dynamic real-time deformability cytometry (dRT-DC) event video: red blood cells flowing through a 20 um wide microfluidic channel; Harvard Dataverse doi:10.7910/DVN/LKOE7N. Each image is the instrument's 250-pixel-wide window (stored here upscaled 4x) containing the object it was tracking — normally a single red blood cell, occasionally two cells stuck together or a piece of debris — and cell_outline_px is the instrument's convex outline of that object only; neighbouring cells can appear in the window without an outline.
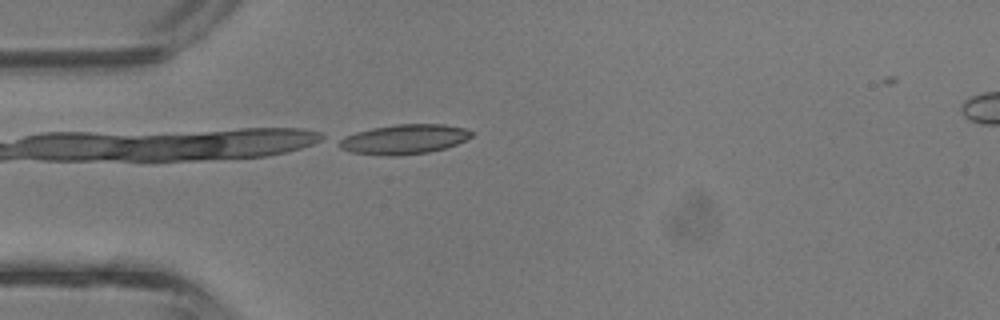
{"species": "common noctule bat (a hibernating species)", "species_latin": "Nyctalus noctula", "temperature_condition": "room temperature", "stored_images_in_passage": 31, "camera_frame_rate_fps": 3000, "um_per_image_px": 0.085, "animal": {"sex": "male", "body_mass_g": 13.3}, "frame": {"image": 1, "passage_image": 1, "time_ms": 0.0, "image_size_px": [1000, 320], "cell_outline_px": [[472, 136], [456, 144], [444, 148], [428, 152], [400, 156], [380, 156], [352, 152], [340, 148], [340, 140], [348, 136], [360, 132], [376, 128], [400, 124], [440, 124], [464, 128], [472, 132]], "centroid_in_image_um": [34.39, 11.86], "position_along_channel_um": 50.6, "area_um2": 22.37}}
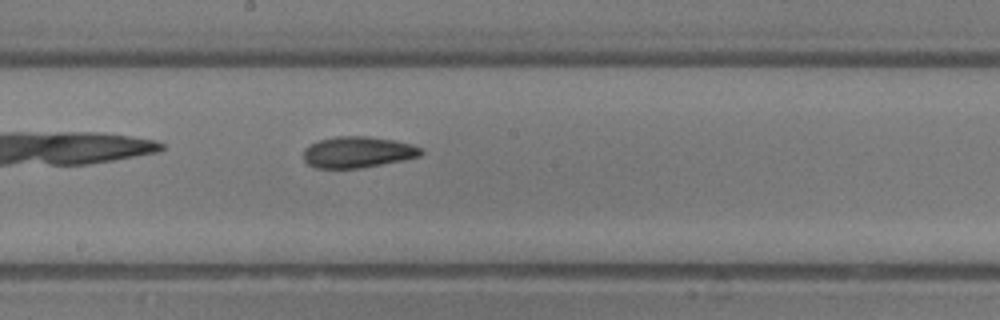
{"frame": {"image": 2, "passage_image": 12, "time_ms": 3.667, "image_size_px": [1000, 320], "cell_outline_px": [[424, 152], [420, 156], [360, 168], [316, 168], [308, 164], [304, 160], [304, 148], [320, 140], [336, 136], [364, 136], [392, 140], [408, 144], [420, 148]], "centroid_in_image_um": [30.36, 12.93], "position_along_channel_um": 217.8, "area_um2": 20.92}}
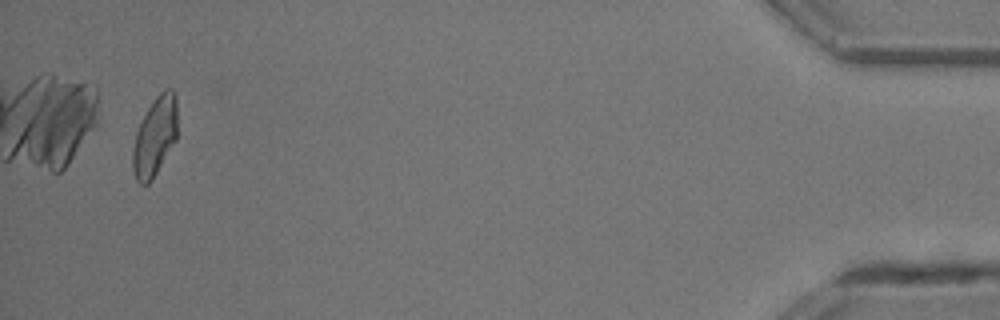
{"frame": {"image": 3, "passage_image": 30, "time_ms": 9.667, "image_size_px": [1000, 320], "cell_outline_px": [[176, 140], [152, 180], [148, 184], [140, 184], [136, 180], [132, 168], [132, 152], [136, 132], [148, 108], [156, 96], [164, 88], [172, 88], [176, 96]], "centroid_in_image_um": [13.16, 11.61], "position_along_channel_um": 422.0, "area_um2": 20.46}, "authors_computed_cell_mechanics": {"area_um2": 20.7502, "velocity_mm_per_s": 4.8366, "shape_relaxation_time_tau1_ms": 9.8986, "shape_relaxation_time_tau2_ms": 2.546, "deformation_change_tau1": 0.238, "deformation_change_tau2": 0.0991}}